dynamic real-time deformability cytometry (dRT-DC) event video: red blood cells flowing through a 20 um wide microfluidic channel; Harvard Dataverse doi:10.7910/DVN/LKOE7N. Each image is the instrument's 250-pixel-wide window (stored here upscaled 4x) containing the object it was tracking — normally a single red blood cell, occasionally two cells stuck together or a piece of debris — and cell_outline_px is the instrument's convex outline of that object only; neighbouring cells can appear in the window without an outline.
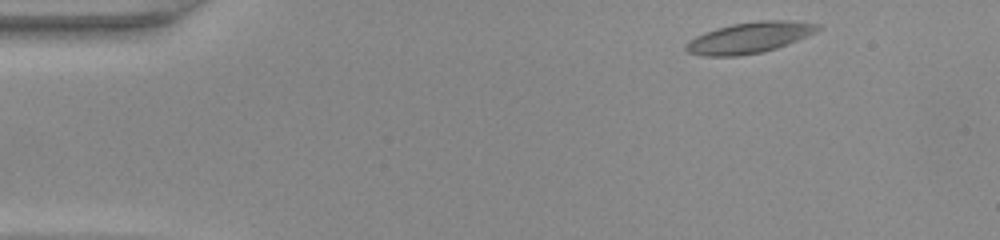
{"species": "common noctule bat (a hibernating species)", "species_latin": "Nyctalus noctula", "temperature_condition": "warm", "stored_images_in_passage": 44, "camera_frame_rate_fps": 3000, "um_per_image_px": 0.085, "animal": {"sex": "female", "body_mass_g": 22.0, "forearm_length_mm": 56.7}, "frame": {"image": 1, "passage_image": 2, "time_ms": 0.333, "image_size_px": [1000, 240], "cell_outline_px": [[820, 28], [816, 32], [776, 48], [764, 52], [740, 56], [704, 56], [688, 52], [684, 48], [684, 44], [688, 40], [696, 36], [716, 28], [732, 24], [760, 20], [784, 20], [820, 24]], "centroid_in_image_um": [63.66, 3.21], "position_along_channel_um": 21.3, "area_um2": 23.7}}
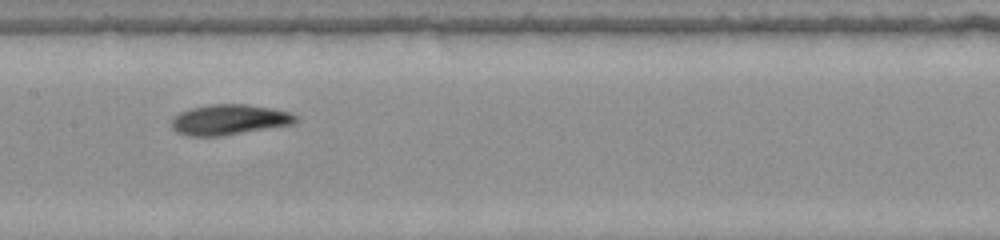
{"frame": {"image": 2, "passage_image": 20, "time_ms": 6.333, "image_size_px": [1000, 240], "cell_outline_px": [[296, 120], [292, 124], [224, 136], [188, 136], [176, 132], [172, 128], [172, 116], [180, 112], [192, 108], [208, 104], [248, 104], [272, 108], [288, 112], [296, 116]], "centroid_in_image_um": [19.44, 10.17], "position_along_channel_um": 188.0, "area_um2": 22.02}}
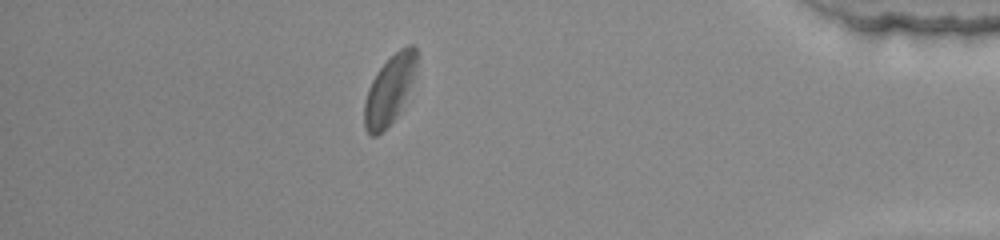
{"frame": {"image": 3, "passage_image": 38, "time_ms": 12.333, "image_size_px": [1000, 240], "cell_outline_px": [[416, 64], [412, 80], [400, 108], [396, 116], [376, 136], [372, 136], [364, 128], [364, 104], [368, 88], [376, 72], [400, 48], [408, 44], [412, 44], [416, 48]], "centroid_in_image_um": [33.07, 7.62], "position_along_channel_um": 402.1, "area_um2": 20.17}}